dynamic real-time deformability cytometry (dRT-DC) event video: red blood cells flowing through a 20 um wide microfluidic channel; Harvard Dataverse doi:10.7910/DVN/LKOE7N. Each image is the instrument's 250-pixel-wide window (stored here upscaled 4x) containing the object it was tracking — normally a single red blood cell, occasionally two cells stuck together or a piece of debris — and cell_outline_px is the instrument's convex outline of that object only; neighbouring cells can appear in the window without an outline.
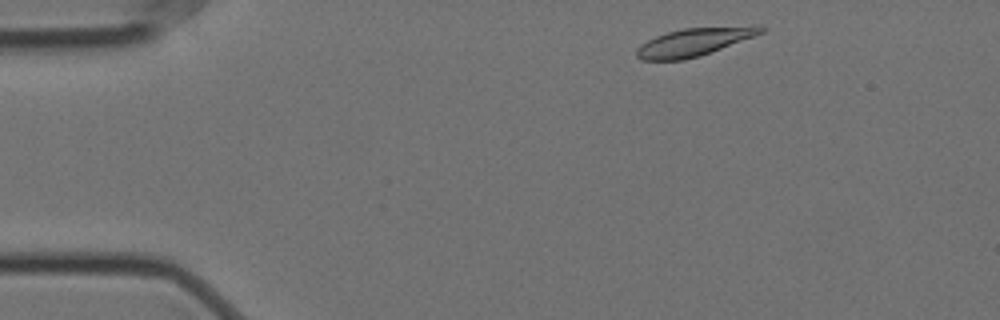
{"species": "Egyptian fruit bat (a non-hibernating species)", "species_latin": "Rousettus aegyptiacus", "temperature_condition": "cold", "stored_images_in_passage": 51, "camera_frame_rate_fps": 3000, "um_per_image_px": 0.085, "animal": {"sex": "female"}, "frame": {"image": 1, "passage_image": 2, "time_ms": 0.333, "image_size_px": [1000, 320], "cell_outline_px": [[764, 32], [756, 36], [700, 56], [684, 60], [640, 60], [636, 56], [636, 48], [640, 44], [656, 36], [668, 32], [684, 28], [764, 28]], "centroid_in_image_um": [58.85, 3.63], "position_along_channel_um": 26.2, "area_um2": 19.48}}
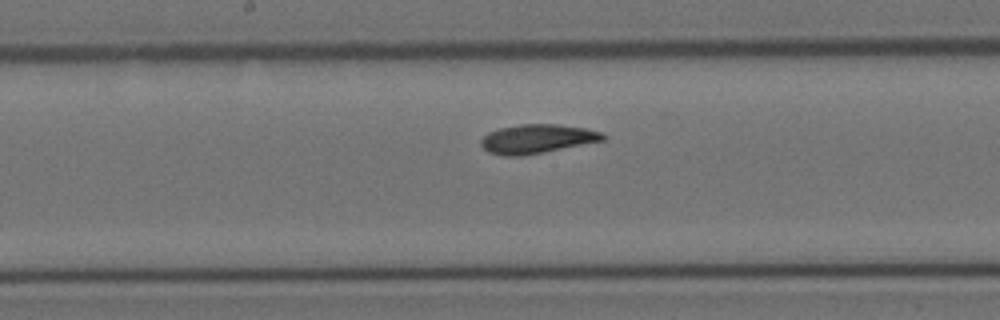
{"frame": {"image": 2, "passage_image": 23, "time_ms": 7.333, "image_size_px": [1000, 320], "cell_outline_px": [[608, 136], [604, 140], [544, 152], [520, 156], [504, 156], [488, 152], [480, 144], [480, 140], [488, 132], [500, 128], [520, 124], [556, 124], [584, 128], [604, 132]], "centroid_in_image_um": [45.66, 11.8], "position_along_channel_um": 202.5, "area_um2": 20.63}}
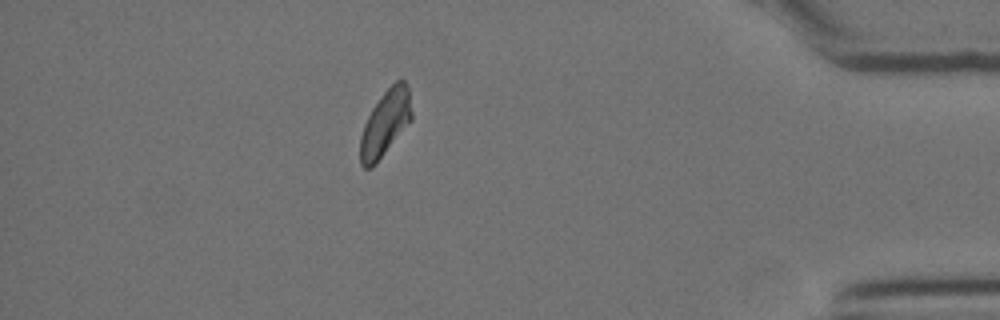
{"frame": {"image": 3, "passage_image": 44, "time_ms": 14.333, "image_size_px": [1000, 320], "cell_outline_px": [[412, 120], [376, 164], [372, 168], [364, 168], [360, 164], [360, 136], [364, 124], [372, 108], [380, 96], [400, 76], [404, 80], [408, 88], [412, 112]], "centroid_in_image_um": [32.75, 10.47], "position_along_channel_um": 402.5, "area_um2": 19.88}, "authors_computed_cell_mechanics": {"area_um2": 20.4034, "velocity_mm_per_s": 3.4751, "shape_relaxation_time_tau1_ms": 6.9067, "shape_relaxation_time_tau2_ms": 3.2385, "deformation_change_tau1": 0.1432, "deformation_change_tau2": 0.0814}}